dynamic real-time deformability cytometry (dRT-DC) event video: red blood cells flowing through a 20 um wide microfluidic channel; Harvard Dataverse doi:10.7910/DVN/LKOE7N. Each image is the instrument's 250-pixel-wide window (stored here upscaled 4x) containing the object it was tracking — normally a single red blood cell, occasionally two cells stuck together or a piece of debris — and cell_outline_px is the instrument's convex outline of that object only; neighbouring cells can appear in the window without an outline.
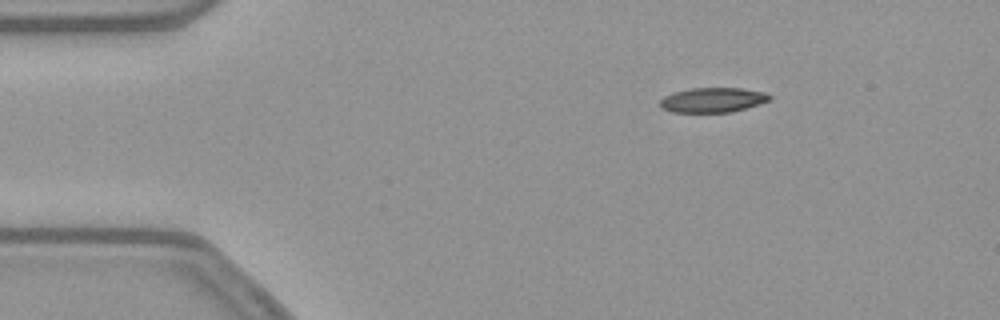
{"species": "common noctule bat (a hibernating species)", "species_latin": "Nyctalus noctula", "temperature_condition": "warm", "stored_images_in_passage": 46, "camera_frame_rate_fps": 3000, "um_per_image_px": 0.085, "animal": {"sex": "female", "body_mass_g": 21.9}, "frame": {"image": 1, "passage_image": 1, "time_ms": 0.0, "image_size_px": [1000, 320], "cell_outline_px": [[772, 96], [768, 100], [732, 112], [672, 112], [660, 108], [660, 100], [664, 96], [676, 92], [692, 88], [740, 88], [764, 92]], "centroid_in_image_um": [60.54, 8.5], "position_along_channel_um": 24.5, "area_um2": 15.55}}
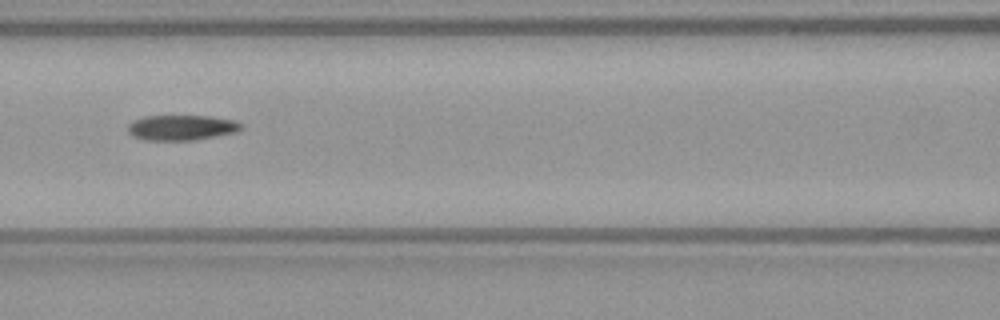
{"frame": {"image": 2, "passage_image": 16, "time_ms": 5.0, "image_size_px": [1000, 320], "cell_outline_px": [[244, 128], [236, 132], [196, 140], [144, 140], [132, 136], [128, 132], [128, 124], [132, 120], [144, 116], [212, 116], [236, 120], [244, 124]], "centroid_in_image_um": [15.46, 10.84], "position_along_channel_um": 151.1, "area_um2": 16.99}}
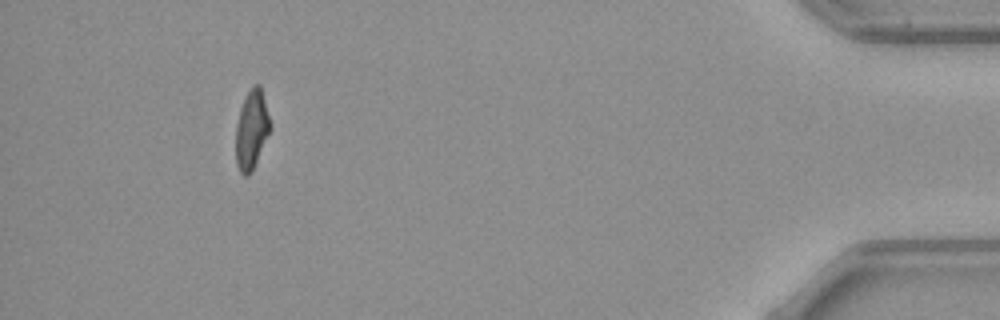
{"frame": {"image": 3, "passage_image": 42, "time_ms": 13.667, "image_size_px": [1000, 320], "cell_outline_px": [[272, 128], [252, 172], [248, 176], [244, 176], [240, 172], [236, 164], [236, 124], [240, 108], [244, 96], [252, 84], [260, 84], [272, 124]], "centroid_in_image_um": [21.4, 11.0], "position_along_channel_um": 413.8, "area_um2": 16.3}}